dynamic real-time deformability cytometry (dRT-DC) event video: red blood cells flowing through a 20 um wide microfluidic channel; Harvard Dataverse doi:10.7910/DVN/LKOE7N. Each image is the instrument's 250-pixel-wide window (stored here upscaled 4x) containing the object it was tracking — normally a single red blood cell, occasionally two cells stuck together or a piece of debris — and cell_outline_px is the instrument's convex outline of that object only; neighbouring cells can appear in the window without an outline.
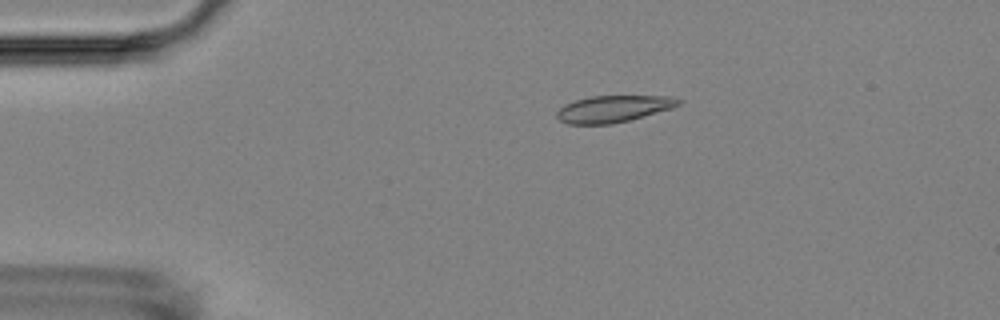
{"species": "Egyptian fruit bat (a non-hibernating species)", "species_latin": "Rousettus aegyptiacus", "temperature_condition": "room temperature", "stored_images_in_passage": 5, "camera_frame_rate_fps": 3000, "um_per_image_px": 0.085, "animal": {"sex": "female"}, "frame": {"image": 1, "passage_image": 4, "time_ms": 3.333, "image_size_px": [1000, 320], "cell_outline_px": [[684, 100], [680, 104], [672, 108], [628, 120], [612, 124], [568, 124], [560, 120], [556, 116], [556, 112], [564, 104], [576, 100], [592, 96], [668, 96]], "centroid_in_image_um": [52.13, 9.25], "position_along_channel_um": 32.9, "area_um2": 18.84}}